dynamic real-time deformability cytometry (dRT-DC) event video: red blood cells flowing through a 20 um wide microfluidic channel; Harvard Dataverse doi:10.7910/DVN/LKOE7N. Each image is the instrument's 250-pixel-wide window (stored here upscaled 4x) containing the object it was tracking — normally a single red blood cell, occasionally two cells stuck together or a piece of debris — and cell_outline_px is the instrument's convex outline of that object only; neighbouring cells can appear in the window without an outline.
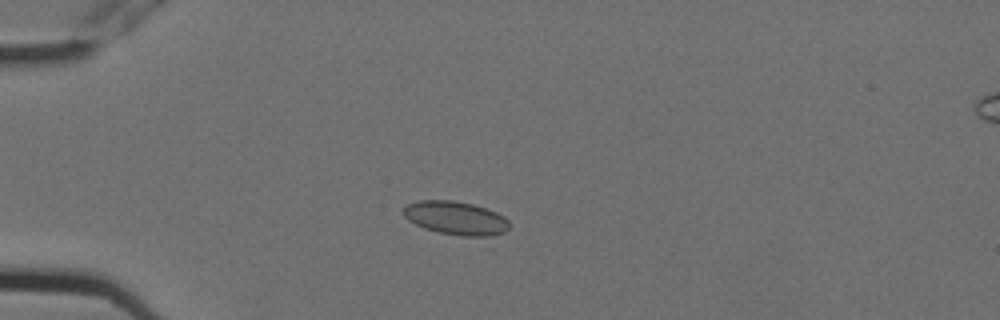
{"species": "Egyptian fruit bat (a non-hibernating species)", "species_latin": "Rousettus aegyptiacus", "temperature_condition": "cold", "stored_images_in_passage": 6, "camera_frame_rate_fps": 3000, "um_per_image_px": 0.085, "animal": {"sex": "female"}, "frame": {"image": 1, "passage_image": 3, "time_ms": 0.667, "image_size_px": [1000, 320], "cell_outline_px": [[508, 228], [504, 232], [488, 236], [464, 236], [440, 232], [424, 228], [408, 220], [400, 212], [408, 204], [420, 200], [452, 200], [472, 204], [496, 212], [504, 216], [508, 220]], "centroid_in_image_um": [38.71, 18.52], "position_along_channel_um": 46.3, "area_um2": 20.46}}
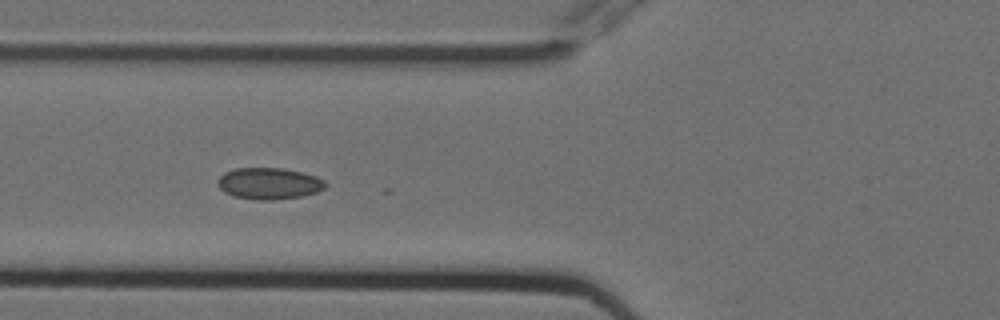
{"frame": {"image": 2, "passage_image": 5, "time_ms": 1.333, "image_size_px": [1000, 320], "cell_outline_px": [[328, 184], [324, 188], [316, 192], [300, 196], [272, 200], [256, 200], [232, 196], [224, 192], [216, 184], [216, 180], [224, 172], [236, 168], [280, 168], [300, 172], [316, 176], [324, 180]], "centroid_in_image_um": [22.82, 15.6], "position_along_channel_um": 103.0, "area_um2": 19.83}}